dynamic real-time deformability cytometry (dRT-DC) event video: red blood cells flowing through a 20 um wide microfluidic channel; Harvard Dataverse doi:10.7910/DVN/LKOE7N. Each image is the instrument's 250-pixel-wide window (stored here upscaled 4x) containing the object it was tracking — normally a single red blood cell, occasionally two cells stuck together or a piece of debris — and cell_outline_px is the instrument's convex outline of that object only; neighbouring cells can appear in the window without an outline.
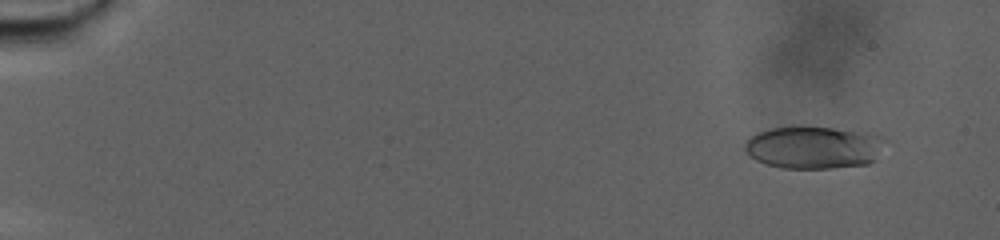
{"species": "human", "species_latin": "Homo sapiens", "temperature_condition": "warm", "stored_images_in_passage": 96, "camera_frame_rate_fps": 3000, "um_per_image_px": 0.085, "donor": {"sex": "male"}, "frame": {"image": 1, "passage_image": 8, "time_ms": 2.333, "image_size_px": [1000, 240], "cell_outline_px": [[888, 140], [876, 160], [868, 164], [832, 168], [784, 168], [768, 164], [756, 160], [744, 148], [744, 144], [756, 132], [772, 128], [796, 124], [800, 124], [880, 132]], "centroid_in_image_um": [69.29, 12.47], "position_along_channel_um": 15.7, "area_um2": 36.13}}
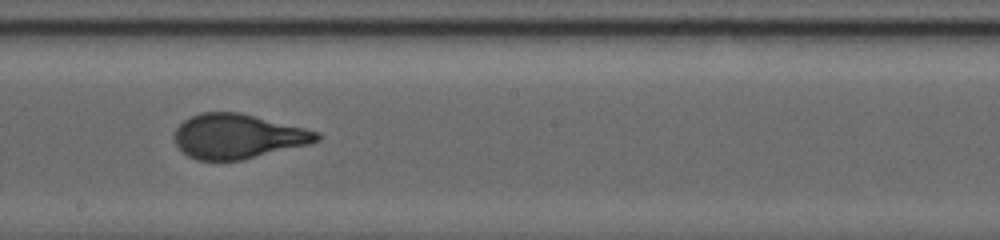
{"frame": {"image": 2, "passage_image": 58, "time_ms": 19.0, "image_size_px": [1000, 240], "cell_outline_px": [[320, 140], [308, 144], [244, 160], [196, 160], [188, 156], [176, 144], [176, 128], [184, 120], [200, 112], [240, 112], [320, 132]], "centroid_in_image_um": [20.23, 11.59], "position_along_channel_um": 228.0, "area_um2": 36.76}}
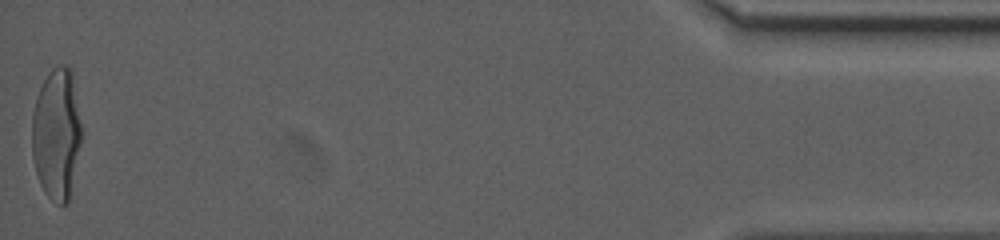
{"frame": {"image": 3, "passage_image": 96, "time_ms": 31.667, "image_size_px": [1000, 240], "cell_outline_px": [[80, 144], [68, 204], [60, 204], [52, 200], [44, 192], [40, 184], [36, 172], [32, 156], [32, 116], [36, 100], [40, 88], [44, 80], [52, 68], [60, 64], [64, 64], [72, 68], [80, 124]], "centroid_in_image_um": [4.79, 11.37], "position_along_channel_um": 430.4, "area_um2": 37.63}, "authors_computed_cell_mechanics": {"area_um2": 36.8186, "velocity_mm_per_s": 2.2422, "shape_relaxation_time_tau1_ms": 10.8489, "shape_relaxation_time_tau2_ms": null, "deformation_change_tau1": 0.2874, "deformation_change_tau2": null}}